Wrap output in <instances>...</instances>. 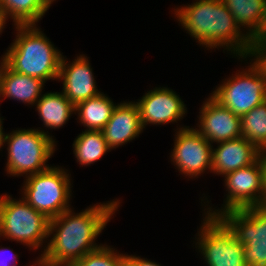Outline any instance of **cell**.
Returning <instances> with one entry per match:
<instances>
[{"mask_svg": "<svg viewBox=\"0 0 266 266\" xmlns=\"http://www.w3.org/2000/svg\"><path fill=\"white\" fill-rule=\"evenodd\" d=\"M136 255L125 253V266H162L154 260L151 261V259L141 258V256Z\"/></svg>", "mask_w": 266, "mask_h": 266, "instance_id": "27", "label": "cell"}, {"mask_svg": "<svg viewBox=\"0 0 266 266\" xmlns=\"http://www.w3.org/2000/svg\"><path fill=\"white\" fill-rule=\"evenodd\" d=\"M44 86L43 80L16 73L4 64L0 74V103L7 98L34 107L44 93Z\"/></svg>", "mask_w": 266, "mask_h": 266, "instance_id": "17", "label": "cell"}, {"mask_svg": "<svg viewBox=\"0 0 266 266\" xmlns=\"http://www.w3.org/2000/svg\"><path fill=\"white\" fill-rule=\"evenodd\" d=\"M176 127L169 159L178 175L193 180L212 173V144L194 127Z\"/></svg>", "mask_w": 266, "mask_h": 266, "instance_id": "11", "label": "cell"}, {"mask_svg": "<svg viewBox=\"0 0 266 266\" xmlns=\"http://www.w3.org/2000/svg\"><path fill=\"white\" fill-rule=\"evenodd\" d=\"M6 29V24L3 22L1 16H0V35L2 36V33Z\"/></svg>", "mask_w": 266, "mask_h": 266, "instance_id": "31", "label": "cell"}, {"mask_svg": "<svg viewBox=\"0 0 266 266\" xmlns=\"http://www.w3.org/2000/svg\"><path fill=\"white\" fill-rule=\"evenodd\" d=\"M236 59L246 66L222 79L209 95L241 117L266 100V79L247 57Z\"/></svg>", "mask_w": 266, "mask_h": 266, "instance_id": "8", "label": "cell"}, {"mask_svg": "<svg viewBox=\"0 0 266 266\" xmlns=\"http://www.w3.org/2000/svg\"><path fill=\"white\" fill-rule=\"evenodd\" d=\"M201 225L193 242L206 266H247L244 245L238 242L228 227L218 218L202 214Z\"/></svg>", "mask_w": 266, "mask_h": 266, "instance_id": "9", "label": "cell"}, {"mask_svg": "<svg viewBox=\"0 0 266 266\" xmlns=\"http://www.w3.org/2000/svg\"><path fill=\"white\" fill-rule=\"evenodd\" d=\"M71 172L52 164L48 169L26 176L20 196L35 210L52 219L72 208L73 180Z\"/></svg>", "mask_w": 266, "mask_h": 266, "instance_id": "6", "label": "cell"}, {"mask_svg": "<svg viewBox=\"0 0 266 266\" xmlns=\"http://www.w3.org/2000/svg\"><path fill=\"white\" fill-rule=\"evenodd\" d=\"M12 196L8 193L0 194V241H14L27 246L28 251L36 253V250H41L40 253H44L48 243L50 219L35 210L22 197Z\"/></svg>", "mask_w": 266, "mask_h": 266, "instance_id": "4", "label": "cell"}, {"mask_svg": "<svg viewBox=\"0 0 266 266\" xmlns=\"http://www.w3.org/2000/svg\"><path fill=\"white\" fill-rule=\"evenodd\" d=\"M242 137L266 150V100L241 116Z\"/></svg>", "mask_w": 266, "mask_h": 266, "instance_id": "23", "label": "cell"}, {"mask_svg": "<svg viewBox=\"0 0 266 266\" xmlns=\"http://www.w3.org/2000/svg\"><path fill=\"white\" fill-rule=\"evenodd\" d=\"M216 145H212V173L220 177L253 164L262 154L252 142L242 136Z\"/></svg>", "mask_w": 266, "mask_h": 266, "instance_id": "16", "label": "cell"}, {"mask_svg": "<svg viewBox=\"0 0 266 266\" xmlns=\"http://www.w3.org/2000/svg\"><path fill=\"white\" fill-rule=\"evenodd\" d=\"M72 148L74 158L80 167L91 166V164L101 160L107 152L112 151L102 131L96 130H84L79 133L73 140Z\"/></svg>", "mask_w": 266, "mask_h": 266, "instance_id": "21", "label": "cell"}, {"mask_svg": "<svg viewBox=\"0 0 266 266\" xmlns=\"http://www.w3.org/2000/svg\"><path fill=\"white\" fill-rule=\"evenodd\" d=\"M193 126L212 145L242 136L241 117L221 106L210 95L202 102Z\"/></svg>", "mask_w": 266, "mask_h": 266, "instance_id": "14", "label": "cell"}, {"mask_svg": "<svg viewBox=\"0 0 266 266\" xmlns=\"http://www.w3.org/2000/svg\"><path fill=\"white\" fill-rule=\"evenodd\" d=\"M11 254V255H10ZM20 256L10 246H0V266H18Z\"/></svg>", "mask_w": 266, "mask_h": 266, "instance_id": "26", "label": "cell"}, {"mask_svg": "<svg viewBox=\"0 0 266 266\" xmlns=\"http://www.w3.org/2000/svg\"><path fill=\"white\" fill-rule=\"evenodd\" d=\"M45 1H46V3L51 7L52 4H53L55 1H57V0H45Z\"/></svg>", "mask_w": 266, "mask_h": 266, "instance_id": "33", "label": "cell"}, {"mask_svg": "<svg viewBox=\"0 0 266 266\" xmlns=\"http://www.w3.org/2000/svg\"><path fill=\"white\" fill-rule=\"evenodd\" d=\"M95 78L88 56L79 53L69 61L62 55L57 81L62 83V93L74 106L101 93Z\"/></svg>", "mask_w": 266, "mask_h": 266, "instance_id": "13", "label": "cell"}, {"mask_svg": "<svg viewBox=\"0 0 266 266\" xmlns=\"http://www.w3.org/2000/svg\"><path fill=\"white\" fill-rule=\"evenodd\" d=\"M49 9L45 0H0V16L5 24H38Z\"/></svg>", "mask_w": 266, "mask_h": 266, "instance_id": "20", "label": "cell"}, {"mask_svg": "<svg viewBox=\"0 0 266 266\" xmlns=\"http://www.w3.org/2000/svg\"><path fill=\"white\" fill-rule=\"evenodd\" d=\"M2 148L7 152L5 174L24 179L51 166L48 161L57 151V143L35 127H20L5 132Z\"/></svg>", "mask_w": 266, "mask_h": 266, "instance_id": "5", "label": "cell"}, {"mask_svg": "<svg viewBox=\"0 0 266 266\" xmlns=\"http://www.w3.org/2000/svg\"><path fill=\"white\" fill-rule=\"evenodd\" d=\"M71 266H125V253L109 244L87 253Z\"/></svg>", "mask_w": 266, "mask_h": 266, "instance_id": "24", "label": "cell"}, {"mask_svg": "<svg viewBox=\"0 0 266 266\" xmlns=\"http://www.w3.org/2000/svg\"><path fill=\"white\" fill-rule=\"evenodd\" d=\"M29 263H32V264H28L29 266H56L43 253H39V256H37L36 260L34 259L33 262H29Z\"/></svg>", "mask_w": 266, "mask_h": 266, "instance_id": "29", "label": "cell"}, {"mask_svg": "<svg viewBox=\"0 0 266 266\" xmlns=\"http://www.w3.org/2000/svg\"><path fill=\"white\" fill-rule=\"evenodd\" d=\"M117 104L107 94L101 92L98 96L89 98L75 106L76 120L79 125H83L85 128L83 130L101 131L111 118Z\"/></svg>", "mask_w": 266, "mask_h": 266, "instance_id": "19", "label": "cell"}, {"mask_svg": "<svg viewBox=\"0 0 266 266\" xmlns=\"http://www.w3.org/2000/svg\"><path fill=\"white\" fill-rule=\"evenodd\" d=\"M122 200L114 198L88 206L77 213L74 207L49 220L48 243L44 255L56 266H71L102 243H96Z\"/></svg>", "mask_w": 266, "mask_h": 266, "instance_id": "1", "label": "cell"}, {"mask_svg": "<svg viewBox=\"0 0 266 266\" xmlns=\"http://www.w3.org/2000/svg\"><path fill=\"white\" fill-rule=\"evenodd\" d=\"M3 120H5L3 118V116L1 117V114H0V151H3L1 149H3V141H4V136H5V131H4V128H3Z\"/></svg>", "mask_w": 266, "mask_h": 266, "instance_id": "30", "label": "cell"}, {"mask_svg": "<svg viewBox=\"0 0 266 266\" xmlns=\"http://www.w3.org/2000/svg\"><path fill=\"white\" fill-rule=\"evenodd\" d=\"M247 58L260 70L266 79V40L251 42Z\"/></svg>", "mask_w": 266, "mask_h": 266, "instance_id": "25", "label": "cell"}, {"mask_svg": "<svg viewBox=\"0 0 266 266\" xmlns=\"http://www.w3.org/2000/svg\"><path fill=\"white\" fill-rule=\"evenodd\" d=\"M238 26L251 37L259 28L265 0H221Z\"/></svg>", "mask_w": 266, "mask_h": 266, "instance_id": "22", "label": "cell"}, {"mask_svg": "<svg viewBox=\"0 0 266 266\" xmlns=\"http://www.w3.org/2000/svg\"><path fill=\"white\" fill-rule=\"evenodd\" d=\"M39 119L43 122L42 127H37L45 135L51 137L56 143V138L49 130H58L62 128L72 115L75 114V106L65 97L62 91L46 92L35 104ZM53 135V136H52Z\"/></svg>", "mask_w": 266, "mask_h": 266, "instance_id": "18", "label": "cell"}, {"mask_svg": "<svg viewBox=\"0 0 266 266\" xmlns=\"http://www.w3.org/2000/svg\"><path fill=\"white\" fill-rule=\"evenodd\" d=\"M244 245L247 266H266V206L226 210L217 216Z\"/></svg>", "mask_w": 266, "mask_h": 266, "instance_id": "10", "label": "cell"}, {"mask_svg": "<svg viewBox=\"0 0 266 266\" xmlns=\"http://www.w3.org/2000/svg\"><path fill=\"white\" fill-rule=\"evenodd\" d=\"M266 40V0L264 4V12L259 24L258 30L250 37L251 42H260Z\"/></svg>", "mask_w": 266, "mask_h": 266, "instance_id": "28", "label": "cell"}, {"mask_svg": "<svg viewBox=\"0 0 266 266\" xmlns=\"http://www.w3.org/2000/svg\"><path fill=\"white\" fill-rule=\"evenodd\" d=\"M101 131L111 150L139 138L144 130L140 121V111L134 100H123L118 103Z\"/></svg>", "mask_w": 266, "mask_h": 266, "instance_id": "15", "label": "cell"}, {"mask_svg": "<svg viewBox=\"0 0 266 266\" xmlns=\"http://www.w3.org/2000/svg\"><path fill=\"white\" fill-rule=\"evenodd\" d=\"M261 155H266V150H265V151H263Z\"/></svg>", "mask_w": 266, "mask_h": 266, "instance_id": "35", "label": "cell"}, {"mask_svg": "<svg viewBox=\"0 0 266 266\" xmlns=\"http://www.w3.org/2000/svg\"><path fill=\"white\" fill-rule=\"evenodd\" d=\"M0 58H1V59H0V74H1V71H2L3 66H4V64H5V60H4L3 55H1Z\"/></svg>", "mask_w": 266, "mask_h": 266, "instance_id": "32", "label": "cell"}, {"mask_svg": "<svg viewBox=\"0 0 266 266\" xmlns=\"http://www.w3.org/2000/svg\"><path fill=\"white\" fill-rule=\"evenodd\" d=\"M223 181V204L213 207L204 194L200 197L203 214L217 217L226 210L266 206V166L262 155L253 164L227 173Z\"/></svg>", "mask_w": 266, "mask_h": 266, "instance_id": "7", "label": "cell"}, {"mask_svg": "<svg viewBox=\"0 0 266 266\" xmlns=\"http://www.w3.org/2000/svg\"><path fill=\"white\" fill-rule=\"evenodd\" d=\"M262 158H263V160L265 162V166H266V155H262Z\"/></svg>", "mask_w": 266, "mask_h": 266, "instance_id": "34", "label": "cell"}, {"mask_svg": "<svg viewBox=\"0 0 266 266\" xmlns=\"http://www.w3.org/2000/svg\"><path fill=\"white\" fill-rule=\"evenodd\" d=\"M38 25H12L15 38L3 53L5 64L16 73L45 83L57 81L63 53Z\"/></svg>", "mask_w": 266, "mask_h": 266, "instance_id": "3", "label": "cell"}, {"mask_svg": "<svg viewBox=\"0 0 266 266\" xmlns=\"http://www.w3.org/2000/svg\"><path fill=\"white\" fill-rule=\"evenodd\" d=\"M140 99L134 100L140 111V121L143 130L147 126L160 127L167 124H177L187 115V105L179 94L166 85L154 87L143 93Z\"/></svg>", "mask_w": 266, "mask_h": 266, "instance_id": "12", "label": "cell"}, {"mask_svg": "<svg viewBox=\"0 0 266 266\" xmlns=\"http://www.w3.org/2000/svg\"><path fill=\"white\" fill-rule=\"evenodd\" d=\"M171 13L179 26L206 51L223 48L232 58L248 56L250 37L221 0H193L191 4L175 6Z\"/></svg>", "mask_w": 266, "mask_h": 266, "instance_id": "2", "label": "cell"}]
</instances>
